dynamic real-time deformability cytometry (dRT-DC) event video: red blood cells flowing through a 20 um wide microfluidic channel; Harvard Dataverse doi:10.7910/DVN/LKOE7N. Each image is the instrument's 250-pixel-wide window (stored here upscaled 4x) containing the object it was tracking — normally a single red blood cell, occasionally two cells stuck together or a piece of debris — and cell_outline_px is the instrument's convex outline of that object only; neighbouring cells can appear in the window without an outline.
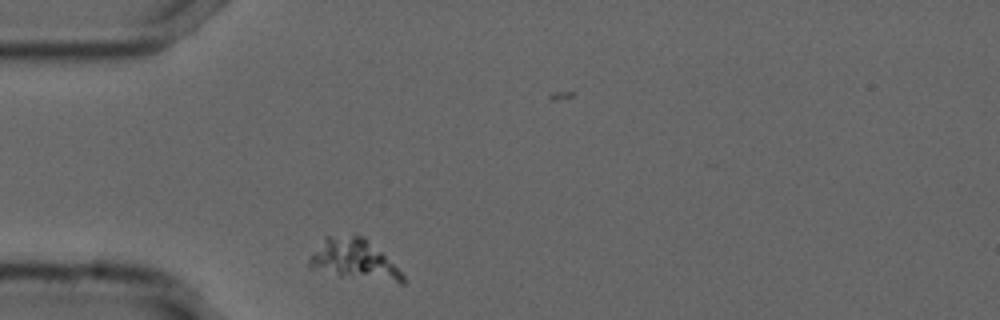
{"species": "common noctule bat (a hibernating species)", "species_latin": "Nyctalus noctula", "temperature_condition": "cold", "stored_images_in_passage": 43, "camera_frame_rate_fps": 3000, "um_per_image_px": 0.085, "animal": {"sex": "male", "forearm_length_mm": 52.5}, "frame": {"image": 1, "passage_image": 1, "time_ms": 0.0, "image_size_px": [1000, 320], "cell_outline_px": [[404, 284], [400, 284], [340, 276], [308, 268], [308, 260], [324, 236], [364, 236], [404, 276]], "centroid_in_image_um": [30.05, 22.09], "position_along_channel_um": 55.0, "area_um2": 21.62}}
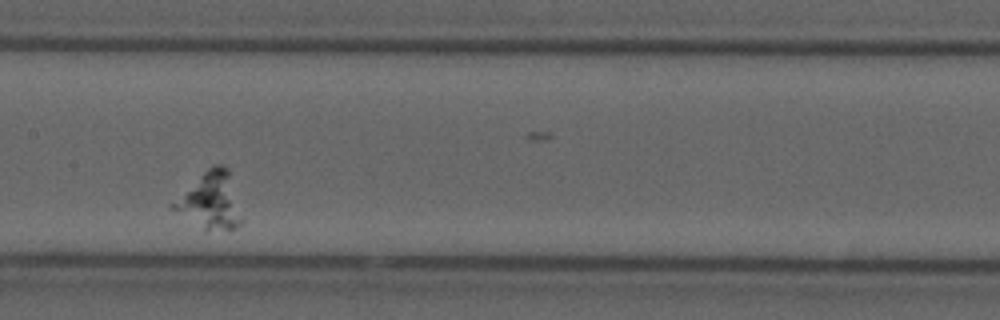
{"frame": {"image": 2, "passage_image": 14, "time_ms": 4.333, "image_size_px": [1000, 320], "cell_outline_px": [[244, 220], [236, 228], [208, 232], [204, 232], [172, 208], [168, 204], [208, 168], [216, 164], [220, 164], [228, 168]], "centroid_in_image_um": [17.89, 17.11], "position_along_channel_um": 189.5, "area_um2": 22.89}}
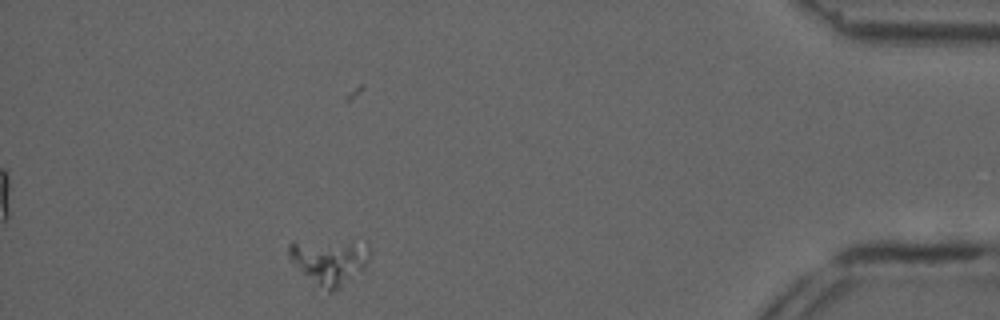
{"frame": {"image": 3, "passage_image": 38, "time_ms": 12.333, "image_size_px": [1000, 320], "cell_outline_px": [[368, 264], [364, 268], [340, 288], [332, 292], [328, 292], [304, 272], [288, 256], [288, 244], [292, 240], [368, 240]], "centroid_in_image_um": [28.04, 22.12], "position_along_channel_um": 407.2, "area_um2": 21.73}}